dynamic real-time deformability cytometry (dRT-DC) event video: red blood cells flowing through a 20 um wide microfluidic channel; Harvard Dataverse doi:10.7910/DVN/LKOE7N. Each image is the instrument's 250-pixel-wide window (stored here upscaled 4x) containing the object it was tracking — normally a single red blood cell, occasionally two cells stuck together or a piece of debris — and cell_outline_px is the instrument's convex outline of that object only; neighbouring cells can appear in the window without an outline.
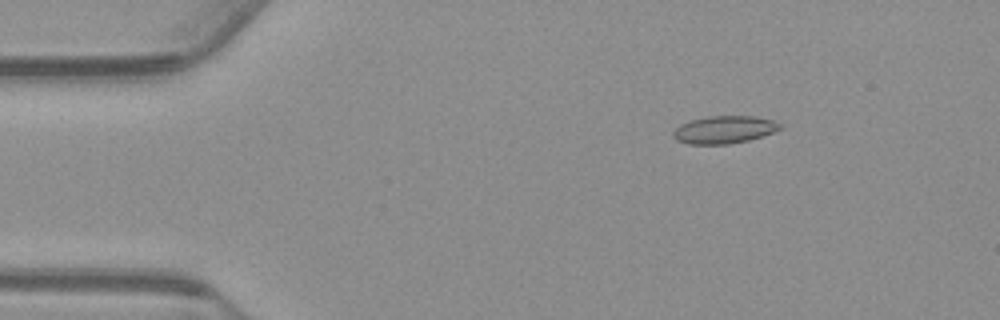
{"species": "common noctule bat (a hibernating species)", "species_latin": "Nyctalus noctula", "temperature_condition": "warm", "stored_images_in_passage": 51, "camera_frame_rate_fps": 3000, "um_per_image_px": 0.085, "animal": {"sex": "male", "body_mass_g": 23.1, "forearm_length_mm": 52.7}, "frame": {"image": 1, "passage_image": 4, "time_ms": 1.0, "image_size_px": [1000, 320], "cell_outline_px": [[784, 128], [748, 140], [728, 144], [688, 144], [676, 140], [672, 136], [672, 132], [680, 124], [692, 120], [708, 116], [756, 116], [772, 120], [780, 124]], "centroid_in_image_um": [61.53, 11.02], "position_along_channel_um": 23.5, "area_um2": 17.11}}
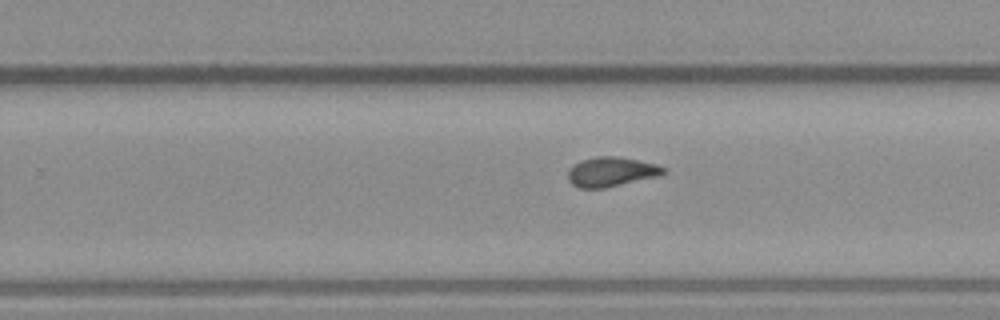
{"frame": {"image": 2, "passage_image": 30, "time_ms": 9.667, "image_size_px": [1000, 320], "cell_outline_px": [[668, 172], [660, 176], [604, 188], [580, 188], [572, 184], [568, 180], [568, 172], [572, 164], [580, 160], [596, 156], [620, 156], [656, 164], [664, 168]], "centroid_in_image_um": [51.96, 14.59], "position_along_channel_um": 277.8, "area_um2": 16.65}}
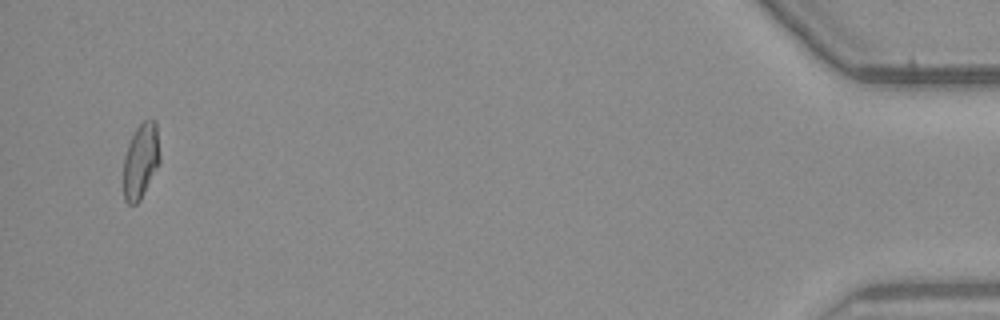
{"frame": {"image": 3, "passage_image": 49, "time_ms": 16.0, "image_size_px": [1000, 320], "cell_outline_px": [[160, 160], [140, 200], [136, 204], [128, 204], [124, 200], [124, 156], [128, 144], [136, 128], [144, 120], [152, 116], [156, 120], [160, 156]], "centroid_in_image_um": [11.97, 13.62], "position_along_channel_um": 423.2, "area_um2": 15.9}}